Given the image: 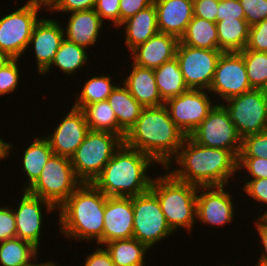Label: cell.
I'll return each instance as SVG.
<instances>
[{
    "instance_id": "cell-39",
    "label": "cell",
    "mask_w": 267,
    "mask_h": 266,
    "mask_svg": "<svg viewBox=\"0 0 267 266\" xmlns=\"http://www.w3.org/2000/svg\"><path fill=\"white\" fill-rule=\"evenodd\" d=\"M244 182L243 190L251 199L258 202L261 206V203L266 206V211L263 214H259V216H267V178L260 179H248L242 181ZM265 204V205H264Z\"/></svg>"
},
{
    "instance_id": "cell-20",
    "label": "cell",
    "mask_w": 267,
    "mask_h": 266,
    "mask_svg": "<svg viewBox=\"0 0 267 266\" xmlns=\"http://www.w3.org/2000/svg\"><path fill=\"white\" fill-rule=\"evenodd\" d=\"M153 4L159 33L180 40L193 17V0H153Z\"/></svg>"
},
{
    "instance_id": "cell-6",
    "label": "cell",
    "mask_w": 267,
    "mask_h": 266,
    "mask_svg": "<svg viewBox=\"0 0 267 266\" xmlns=\"http://www.w3.org/2000/svg\"><path fill=\"white\" fill-rule=\"evenodd\" d=\"M123 143L114 133L89 130L70 158L77 178L82 183H93Z\"/></svg>"
},
{
    "instance_id": "cell-23",
    "label": "cell",
    "mask_w": 267,
    "mask_h": 266,
    "mask_svg": "<svg viewBox=\"0 0 267 266\" xmlns=\"http://www.w3.org/2000/svg\"><path fill=\"white\" fill-rule=\"evenodd\" d=\"M129 74V75H128ZM121 81L130 94L143 106H160L162 100L155 82L154 69L131 64L130 73Z\"/></svg>"
},
{
    "instance_id": "cell-51",
    "label": "cell",
    "mask_w": 267,
    "mask_h": 266,
    "mask_svg": "<svg viewBox=\"0 0 267 266\" xmlns=\"http://www.w3.org/2000/svg\"><path fill=\"white\" fill-rule=\"evenodd\" d=\"M15 148L13 146V143L5 142L1 137H0V161L2 159L8 158V156L11 154L13 151L12 148Z\"/></svg>"
},
{
    "instance_id": "cell-9",
    "label": "cell",
    "mask_w": 267,
    "mask_h": 266,
    "mask_svg": "<svg viewBox=\"0 0 267 266\" xmlns=\"http://www.w3.org/2000/svg\"><path fill=\"white\" fill-rule=\"evenodd\" d=\"M224 102L221 105L226 109L242 139L267 130L266 90L252 89Z\"/></svg>"
},
{
    "instance_id": "cell-10",
    "label": "cell",
    "mask_w": 267,
    "mask_h": 266,
    "mask_svg": "<svg viewBox=\"0 0 267 266\" xmlns=\"http://www.w3.org/2000/svg\"><path fill=\"white\" fill-rule=\"evenodd\" d=\"M219 101L189 137L199 145L229 150L238 158L242 138Z\"/></svg>"
},
{
    "instance_id": "cell-38",
    "label": "cell",
    "mask_w": 267,
    "mask_h": 266,
    "mask_svg": "<svg viewBox=\"0 0 267 266\" xmlns=\"http://www.w3.org/2000/svg\"><path fill=\"white\" fill-rule=\"evenodd\" d=\"M238 172L247 171L250 179L267 178V159L258 157H238ZM244 169V170H243Z\"/></svg>"
},
{
    "instance_id": "cell-50",
    "label": "cell",
    "mask_w": 267,
    "mask_h": 266,
    "mask_svg": "<svg viewBox=\"0 0 267 266\" xmlns=\"http://www.w3.org/2000/svg\"><path fill=\"white\" fill-rule=\"evenodd\" d=\"M62 0H27L26 2L32 4L36 8L46 9V11L53 12V10L60 4Z\"/></svg>"
},
{
    "instance_id": "cell-53",
    "label": "cell",
    "mask_w": 267,
    "mask_h": 266,
    "mask_svg": "<svg viewBox=\"0 0 267 266\" xmlns=\"http://www.w3.org/2000/svg\"><path fill=\"white\" fill-rule=\"evenodd\" d=\"M12 58L4 51L0 50V69Z\"/></svg>"
},
{
    "instance_id": "cell-22",
    "label": "cell",
    "mask_w": 267,
    "mask_h": 266,
    "mask_svg": "<svg viewBox=\"0 0 267 266\" xmlns=\"http://www.w3.org/2000/svg\"><path fill=\"white\" fill-rule=\"evenodd\" d=\"M105 23L94 9L72 12L64 28V37L88 49L99 41L100 31Z\"/></svg>"
},
{
    "instance_id": "cell-26",
    "label": "cell",
    "mask_w": 267,
    "mask_h": 266,
    "mask_svg": "<svg viewBox=\"0 0 267 266\" xmlns=\"http://www.w3.org/2000/svg\"><path fill=\"white\" fill-rule=\"evenodd\" d=\"M21 157L22 168L26 174L27 182L24 190H27L40 176L43 167L53 154L48 139L45 136H37L34 141L27 146Z\"/></svg>"
},
{
    "instance_id": "cell-25",
    "label": "cell",
    "mask_w": 267,
    "mask_h": 266,
    "mask_svg": "<svg viewBox=\"0 0 267 266\" xmlns=\"http://www.w3.org/2000/svg\"><path fill=\"white\" fill-rule=\"evenodd\" d=\"M107 101L116 115L118 126L127 133L140 117L144 107L124 85H117Z\"/></svg>"
},
{
    "instance_id": "cell-5",
    "label": "cell",
    "mask_w": 267,
    "mask_h": 266,
    "mask_svg": "<svg viewBox=\"0 0 267 266\" xmlns=\"http://www.w3.org/2000/svg\"><path fill=\"white\" fill-rule=\"evenodd\" d=\"M155 176L150 190L157 196L166 222L175 233L179 228L191 232L196 225L198 186L174 178L168 171Z\"/></svg>"
},
{
    "instance_id": "cell-52",
    "label": "cell",
    "mask_w": 267,
    "mask_h": 266,
    "mask_svg": "<svg viewBox=\"0 0 267 266\" xmlns=\"http://www.w3.org/2000/svg\"><path fill=\"white\" fill-rule=\"evenodd\" d=\"M38 257H36L29 265L27 266H58L59 264L55 263L54 261H46V262H39L37 261Z\"/></svg>"
},
{
    "instance_id": "cell-40",
    "label": "cell",
    "mask_w": 267,
    "mask_h": 266,
    "mask_svg": "<svg viewBox=\"0 0 267 266\" xmlns=\"http://www.w3.org/2000/svg\"><path fill=\"white\" fill-rule=\"evenodd\" d=\"M245 49L267 53V19L250 26Z\"/></svg>"
},
{
    "instance_id": "cell-28",
    "label": "cell",
    "mask_w": 267,
    "mask_h": 266,
    "mask_svg": "<svg viewBox=\"0 0 267 266\" xmlns=\"http://www.w3.org/2000/svg\"><path fill=\"white\" fill-rule=\"evenodd\" d=\"M155 82L164 102L188 90L176 57L154 69Z\"/></svg>"
},
{
    "instance_id": "cell-37",
    "label": "cell",
    "mask_w": 267,
    "mask_h": 266,
    "mask_svg": "<svg viewBox=\"0 0 267 266\" xmlns=\"http://www.w3.org/2000/svg\"><path fill=\"white\" fill-rule=\"evenodd\" d=\"M238 157H258L267 159V130L245 136Z\"/></svg>"
},
{
    "instance_id": "cell-47",
    "label": "cell",
    "mask_w": 267,
    "mask_h": 266,
    "mask_svg": "<svg viewBox=\"0 0 267 266\" xmlns=\"http://www.w3.org/2000/svg\"><path fill=\"white\" fill-rule=\"evenodd\" d=\"M96 0H62L53 10L55 12L72 13L77 11H86L94 9Z\"/></svg>"
},
{
    "instance_id": "cell-3",
    "label": "cell",
    "mask_w": 267,
    "mask_h": 266,
    "mask_svg": "<svg viewBox=\"0 0 267 266\" xmlns=\"http://www.w3.org/2000/svg\"><path fill=\"white\" fill-rule=\"evenodd\" d=\"M106 196L93 184L82 183L57 209L64 238L96 241L103 246Z\"/></svg>"
},
{
    "instance_id": "cell-43",
    "label": "cell",
    "mask_w": 267,
    "mask_h": 266,
    "mask_svg": "<svg viewBox=\"0 0 267 266\" xmlns=\"http://www.w3.org/2000/svg\"><path fill=\"white\" fill-rule=\"evenodd\" d=\"M16 237V221L11 206H0V242Z\"/></svg>"
},
{
    "instance_id": "cell-48",
    "label": "cell",
    "mask_w": 267,
    "mask_h": 266,
    "mask_svg": "<svg viewBox=\"0 0 267 266\" xmlns=\"http://www.w3.org/2000/svg\"><path fill=\"white\" fill-rule=\"evenodd\" d=\"M95 247V250L86 256L83 266H115L104 246L97 245Z\"/></svg>"
},
{
    "instance_id": "cell-44",
    "label": "cell",
    "mask_w": 267,
    "mask_h": 266,
    "mask_svg": "<svg viewBox=\"0 0 267 266\" xmlns=\"http://www.w3.org/2000/svg\"><path fill=\"white\" fill-rule=\"evenodd\" d=\"M245 19L243 7L239 0H219L216 22L223 19Z\"/></svg>"
},
{
    "instance_id": "cell-18",
    "label": "cell",
    "mask_w": 267,
    "mask_h": 266,
    "mask_svg": "<svg viewBox=\"0 0 267 266\" xmlns=\"http://www.w3.org/2000/svg\"><path fill=\"white\" fill-rule=\"evenodd\" d=\"M64 38L63 23L60 24L55 19L40 17L34 26L28 44V48L32 47L34 50L38 75L41 76L51 65Z\"/></svg>"
},
{
    "instance_id": "cell-54",
    "label": "cell",
    "mask_w": 267,
    "mask_h": 266,
    "mask_svg": "<svg viewBox=\"0 0 267 266\" xmlns=\"http://www.w3.org/2000/svg\"><path fill=\"white\" fill-rule=\"evenodd\" d=\"M255 266H267V265H263V264L257 263Z\"/></svg>"
},
{
    "instance_id": "cell-41",
    "label": "cell",
    "mask_w": 267,
    "mask_h": 266,
    "mask_svg": "<svg viewBox=\"0 0 267 266\" xmlns=\"http://www.w3.org/2000/svg\"><path fill=\"white\" fill-rule=\"evenodd\" d=\"M250 26L267 19V0H239Z\"/></svg>"
},
{
    "instance_id": "cell-35",
    "label": "cell",
    "mask_w": 267,
    "mask_h": 266,
    "mask_svg": "<svg viewBox=\"0 0 267 266\" xmlns=\"http://www.w3.org/2000/svg\"><path fill=\"white\" fill-rule=\"evenodd\" d=\"M243 56L249 83L253 89L267 91V53L250 49L240 51Z\"/></svg>"
},
{
    "instance_id": "cell-15",
    "label": "cell",
    "mask_w": 267,
    "mask_h": 266,
    "mask_svg": "<svg viewBox=\"0 0 267 266\" xmlns=\"http://www.w3.org/2000/svg\"><path fill=\"white\" fill-rule=\"evenodd\" d=\"M23 195L19 198L18 205L12 210L16 221V235L17 238L31 242L35 247L40 249L41 234H43V218L47 211V214H52L53 210L57 211V208L47 200H44L38 196L30 194L26 190H22Z\"/></svg>"
},
{
    "instance_id": "cell-36",
    "label": "cell",
    "mask_w": 267,
    "mask_h": 266,
    "mask_svg": "<svg viewBox=\"0 0 267 266\" xmlns=\"http://www.w3.org/2000/svg\"><path fill=\"white\" fill-rule=\"evenodd\" d=\"M19 58H12L0 69V95H8L17 90L19 80H21V71L19 69Z\"/></svg>"
},
{
    "instance_id": "cell-14",
    "label": "cell",
    "mask_w": 267,
    "mask_h": 266,
    "mask_svg": "<svg viewBox=\"0 0 267 266\" xmlns=\"http://www.w3.org/2000/svg\"><path fill=\"white\" fill-rule=\"evenodd\" d=\"M240 52H222L218 59L209 92L226 101L252 90ZM216 94V95H215Z\"/></svg>"
},
{
    "instance_id": "cell-45",
    "label": "cell",
    "mask_w": 267,
    "mask_h": 266,
    "mask_svg": "<svg viewBox=\"0 0 267 266\" xmlns=\"http://www.w3.org/2000/svg\"><path fill=\"white\" fill-rule=\"evenodd\" d=\"M219 0H193V16L216 23Z\"/></svg>"
},
{
    "instance_id": "cell-8",
    "label": "cell",
    "mask_w": 267,
    "mask_h": 266,
    "mask_svg": "<svg viewBox=\"0 0 267 266\" xmlns=\"http://www.w3.org/2000/svg\"><path fill=\"white\" fill-rule=\"evenodd\" d=\"M133 238L149 249L175 234L166 222L157 196L149 189L133 197Z\"/></svg>"
},
{
    "instance_id": "cell-46",
    "label": "cell",
    "mask_w": 267,
    "mask_h": 266,
    "mask_svg": "<svg viewBox=\"0 0 267 266\" xmlns=\"http://www.w3.org/2000/svg\"><path fill=\"white\" fill-rule=\"evenodd\" d=\"M152 3L153 0H120V24Z\"/></svg>"
},
{
    "instance_id": "cell-21",
    "label": "cell",
    "mask_w": 267,
    "mask_h": 266,
    "mask_svg": "<svg viewBox=\"0 0 267 266\" xmlns=\"http://www.w3.org/2000/svg\"><path fill=\"white\" fill-rule=\"evenodd\" d=\"M178 42L179 40L172 35L157 33L129 51L131 61L133 59L132 63L141 67L158 68L175 57Z\"/></svg>"
},
{
    "instance_id": "cell-42",
    "label": "cell",
    "mask_w": 267,
    "mask_h": 266,
    "mask_svg": "<svg viewBox=\"0 0 267 266\" xmlns=\"http://www.w3.org/2000/svg\"><path fill=\"white\" fill-rule=\"evenodd\" d=\"M120 0H96L94 7L95 12L100 16L101 20L111 21L115 26L120 25Z\"/></svg>"
},
{
    "instance_id": "cell-27",
    "label": "cell",
    "mask_w": 267,
    "mask_h": 266,
    "mask_svg": "<svg viewBox=\"0 0 267 266\" xmlns=\"http://www.w3.org/2000/svg\"><path fill=\"white\" fill-rule=\"evenodd\" d=\"M218 48L222 52H240L246 48L250 25L246 19H223L216 22Z\"/></svg>"
},
{
    "instance_id": "cell-34",
    "label": "cell",
    "mask_w": 267,
    "mask_h": 266,
    "mask_svg": "<svg viewBox=\"0 0 267 266\" xmlns=\"http://www.w3.org/2000/svg\"><path fill=\"white\" fill-rule=\"evenodd\" d=\"M110 75H96L85 81L82 90L76 93L73 107L83 109L86 105H91L96 102L107 100L109 95L117 86L112 82Z\"/></svg>"
},
{
    "instance_id": "cell-32",
    "label": "cell",
    "mask_w": 267,
    "mask_h": 266,
    "mask_svg": "<svg viewBox=\"0 0 267 266\" xmlns=\"http://www.w3.org/2000/svg\"><path fill=\"white\" fill-rule=\"evenodd\" d=\"M82 111L89 130L111 132L124 140L126 133L118 126L116 115L107 100L86 105Z\"/></svg>"
},
{
    "instance_id": "cell-19",
    "label": "cell",
    "mask_w": 267,
    "mask_h": 266,
    "mask_svg": "<svg viewBox=\"0 0 267 266\" xmlns=\"http://www.w3.org/2000/svg\"><path fill=\"white\" fill-rule=\"evenodd\" d=\"M133 197H107L104 211L103 245L133 238Z\"/></svg>"
},
{
    "instance_id": "cell-30",
    "label": "cell",
    "mask_w": 267,
    "mask_h": 266,
    "mask_svg": "<svg viewBox=\"0 0 267 266\" xmlns=\"http://www.w3.org/2000/svg\"><path fill=\"white\" fill-rule=\"evenodd\" d=\"M179 42L196 48L219 50L216 23L193 16Z\"/></svg>"
},
{
    "instance_id": "cell-24",
    "label": "cell",
    "mask_w": 267,
    "mask_h": 266,
    "mask_svg": "<svg viewBox=\"0 0 267 266\" xmlns=\"http://www.w3.org/2000/svg\"><path fill=\"white\" fill-rule=\"evenodd\" d=\"M118 28H124L123 31L126 35L124 40L128 51L145 43L148 39L159 33L157 11L154 4L152 3L147 8L140 10L134 16L122 22Z\"/></svg>"
},
{
    "instance_id": "cell-29",
    "label": "cell",
    "mask_w": 267,
    "mask_h": 266,
    "mask_svg": "<svg viewBox=\"0 0 267 266\" xmlns=\"http://www.w3.org/2000/svg\"><path fill=\"white\" fill-rule=\"evenodd\" d=\"M115 266H146L149 248L135 238L114 240L103 245Z\"/></svg>"
},
{
    "instance_id": "cell-13",
    "label": "cell",
    "mask_w": 267,
    "mask_h": 266,
    "mask_svg": "<svg viewBox=\"0 0 267 266\" xmlns=\"http://www.w3.org/2000/svg\"><path fill=\"white\" fill-rule=\"evenodd\" d=\"M222 51L196 48L178 42L175 57L190 89L209 90Z\"/></svg>"
},
{
    "instance_id": "cell-11",
    "label": "cell",
    "mask_w": 267,
    "mask_h": 266,
    "mask_svg": "<svg viewBox=\"0 0 267 266\" xmlns=\"http://www.w3.org/2000/svg\"><path fill=\"white\" fill-rule=\"evenodd\" d=\"M30 3H24L17 10L0 17V50L11 58H21L28 44L35 24L39 21V12Z\"/></svg>"
},
{
    "instance_id": "cell-2",
    "label": "cell",
    "mask_w": 267,
    "mask_h": 266,
    "mask_svg": "<svg viewBox=\"0 0 267 266\" xmlns=\"http://www.w3.org/2000/svg\"><path fill=\"white\" fill-rule=\"evenodd\" d=\"M185 137L165 105L150 106L142 109L126 133L124 144L149 155L164 168L177 154Z\"/></svg>"
},
{
    "instance_id": "cell-4",
    "label": "cell",
    "mask_w": 267,
    "mask_h": 266,
    "mask_svg": "<svg viewBox=\"0 0 267 266\" xmlns=\"http://www.w3.org/2000/svg\"><path fill=\"white\" fill-rule=\"evenodd\" d=\"M157 163L149 155L124 143L114 153L93 184L107 197H134L151 188L150 165Z\"/></svg>"
},
{
    "instance_id": "cell-1",
    "label": "cell",
    "mask_w": 267,
    "mask_h": 266,
    "mask_svg": "<svg viewBox=\"0 0 267 266\" xmlns=\"http://www.w3.org/2000/svg\"><path fill=\"white\" fill-rule=\"evenodd\" d=\"M172 163L177 165L173 170ZM237 163L238 158L231 151L199 145L186 136L177 154L163 169L174 178L198 187H227L238 174Z\"/></svg>"
},
{
    "instance_id": "cell-33",
    "label": "cell",
    "mask_w": 267,
    "mask_h": 266,
    "mask_svg": "<svg viewBox=\"0 0 267 266\" xmlns=\"http://www.w3.org/2000/svg\"><path fill=\"white\" fill-rule=\"evenodd\" d=\"M39 255V249L31 242L12 238L0 242L1 266H27Z\"/></svg>"
},
{
    "instance_id": "cell-17",
    "label": "cell",
    "mask_w": 267,
    "mask_h": 266,
    "mask_svg": "<svg viewBox=\"0 0 267 266\" xmlns=\"http://www.w3.org/2000/svg\"><path fill=\"white\" fill-rule=\"evenodd\" d=\"M53 130L51 134L45 135L53 154L71 158L83 142L89 127L83 111L72 106Z\"/></svg>"
},
{
    "instance_id": "cell-16",
    "label": "cell",
    "mask_w": 267,
    "mask_h": 266,
    "mask_svg": "<svg viewBox=\"0 0 267 266\" xmlns=\"http://www.w3.org/2000/svg\"><path fill=\"white\" fill-rule=\"evenodd\" d=\"M232 195L225 186L198 187L196 220L211 227L231 224L235 216Z\"/></svg>"
},
{
    "instance_id": "cell-49",
    "label": "cell",
    "mask_w": 267,
    "mask_h": 266,
    "mask_svg": "<svg viewBox=\"0 0 267 266\" xmlns=\"http://www.w3.org/2000/svg\"><path fill=\"white\" fill-rule=\"evenodd\" d=\"M258 219L253 222L255 228L257 229V234L261 240L262 249L260 258L256 263L267 265V216H258Z\"/></svg>"
},
{
    "instance_id": "cell-12",
    "label": "cell",
    "mask_w": 267,
    "mask_h": 266,
    "mask_svg": "<svg viewBox=\"0 0 267 266\" xmlns=\"http://www.w3.org/2000/svg\"><path fill=\"white\" fill-rule=\"evenodd\" d=\"M209 94L208 90L189 88L165 102L171 119L185 136H189L218 103L215 101L218 97L213 100Z\"/></svg>"
},
{
    "instance_id": "cell-7",
    "label": "cell",
    "mask_w": 267,
    "mask_h": 266,
    "mask_svg": "<svg viewBox=\"0 0 267 266\" xmlns=\"http://www.w3.org/2000/svg\"><path fill=\"white\" fill-rule=\"evenodd\" d=\"M81 184L71 159L52 154L39 178L26 191L49 201L58 209Z\"/></svg>"
},
{
    "instance_id": "cell-31",
    "label": "cell",
    "mask_w": 267,
    "mask_h": 266,
    "mask_svg": "<svg viewBox=\"0 0 267 266\" xmlns=\"http://www.w3.org/2000/svg\"><path fill=\"white\" fill-rule=\"evenodd\" d=\"M87 52V49L84 47L78 46L74 42L64 38L56 52L55 59L42 74L48 75L46 73L51 72L50 70L54 66L64 74L71 76L81 68L85 67V64L88 63L89 55Z\"/></svg>"
}]
</instances>
